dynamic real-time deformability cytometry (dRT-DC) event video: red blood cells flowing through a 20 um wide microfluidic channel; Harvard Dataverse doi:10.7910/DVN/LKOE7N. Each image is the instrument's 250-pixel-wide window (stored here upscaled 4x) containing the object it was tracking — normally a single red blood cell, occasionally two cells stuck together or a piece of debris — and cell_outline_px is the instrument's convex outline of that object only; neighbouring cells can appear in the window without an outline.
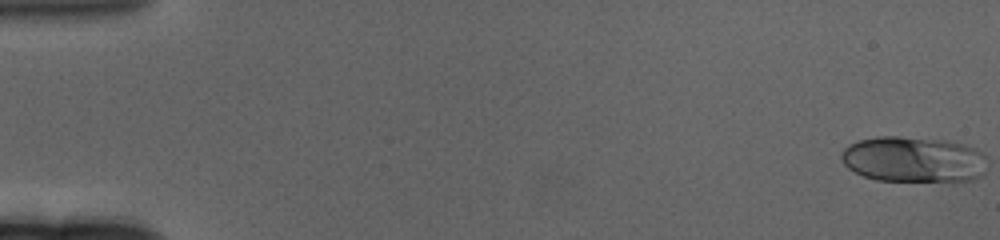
{"species": "human", "species_latin": "Homo sapiens", "temperature_condition": "cold", "stored_images_in_passage": 62, "camera_frame_rate_fps": 3000, "um_per_image_px": 0.085, "donor": {"sex": "female"}, "frame": {"image": 1, "passage_image": 1, "time_ms": 0.0, "image_size_px": [1000, 240], "cell_outline_px": [[984, 172], [980, 176], [972, 180], [876, 180], [864, 176], [848, 168], [844, 164], [840, 156], [844, 148], [860, 140], [876, 136], [900, 136], [944, 140], [960, 144], [972, 148], [980, 152]], "centroid_in_image_um": [77.56, 13.54], "position_along_channel_um": 7.4, "area_um2": 38.03}}
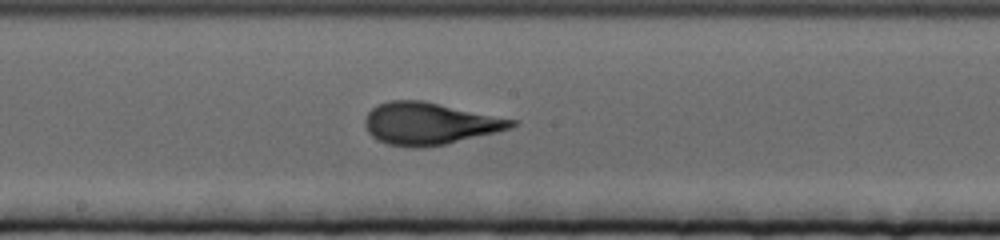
{"frame": {"image": 2, "passage_image": 34, "time_ms": 11.0, "image_size_px": [1000, 240], "cell_outline_px": [[516, 124], [512, 128], [496, 132], [444, 144], [420, 148], [412, 148], [388, 144], [372, 136], [368, 132], [364, 124], [364, 120], [368, 112], [376, 104], [388, 100], [420, 100], [516, 120]], "centroid_in_image_um": [36.45, 10.5], "position_along_channel_um": 211.7, "area_um2": 35.6}}
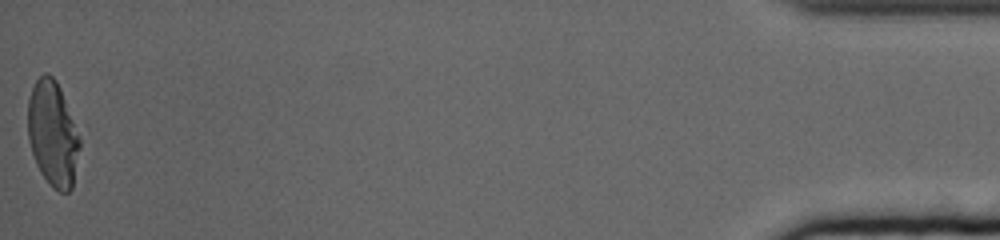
{"frame": {"image": 3, "passage_image": 62, "time_ms": 20.333, "image_size_px": [1000, 240], "cell_outline_px": [[80, 148], [72, 188], [68, 192], [60, 192], [52, 188], [40, 172], [36, 164], [28, 140], [28, 100], [32, 88], [36, 80], [44, 72], [48, 72], [56, 80], [80, 128]], "centroid_in_image_um": [4.51, 11.35], "position_along_channel_um": 430.7, "area_um2": 32.48}, "authors_computed_cell_mechanics": {"area_um2": 34.2465, "velocity_mm_per_s": 3.3088, "shape_relaxation_time_tau1_ms": 5.5024, "shape_relaxation_time_tau2_ms": 0.8501, "deformation_change_tau1": 0.2261, "deformation_change_tau2": 0.0744}}